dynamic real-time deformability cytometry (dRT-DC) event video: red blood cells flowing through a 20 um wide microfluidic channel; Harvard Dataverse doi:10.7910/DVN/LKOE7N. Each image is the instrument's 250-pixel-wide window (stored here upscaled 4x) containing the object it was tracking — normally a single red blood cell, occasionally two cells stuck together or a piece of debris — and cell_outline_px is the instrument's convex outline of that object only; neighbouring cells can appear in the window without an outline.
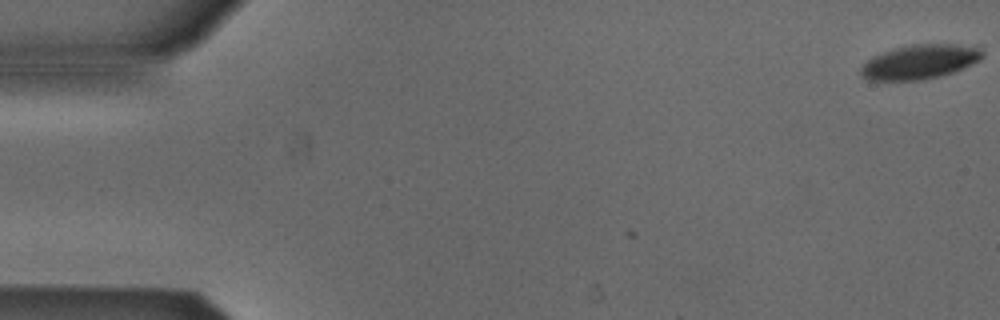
{"species": "Egyptian fruit bat (a non-hibernating species)", "species_latin": "Rousettus aegyptiacus", "temperature_condition": "cold", "stored_images_in_passage": 4, "camera_frame_rate_fps": 3000, "um_per_image_px": 0.085, "animal": {"sex": "male"}, "frame": {"image": 1, "passage_image": 1, "time_ms": 0.0, "image_size_px": [1000, 320], "cell_outline_px": [[984, 56], [980, 60], [964, 68], [940, 76], [924, 80], [868, 80], [860, 72], [860, 68], [872, 56], [896, 48], [912, 44], [980, 44], [984, 52]], "centroid_in_image_um": [78.29, 5.23], "position_along_channel_um": 6.7, "area_um2": 24.62}}